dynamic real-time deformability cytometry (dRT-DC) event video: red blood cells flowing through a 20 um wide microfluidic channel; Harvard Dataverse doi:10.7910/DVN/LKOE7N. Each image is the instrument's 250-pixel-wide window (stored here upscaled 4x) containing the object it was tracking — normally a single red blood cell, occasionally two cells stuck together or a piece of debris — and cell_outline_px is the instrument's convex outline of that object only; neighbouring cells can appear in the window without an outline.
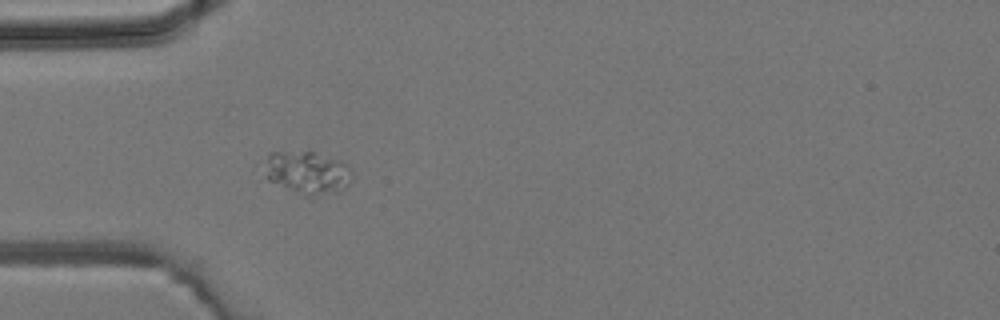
{"species": "common noctule bat (a hibernating species)", "species_latin": "Nyctalus noctula", "temperature_condition": "room temperature", "stored_images_in_passage": 36, "camera_frame_rate_fps": 3000, "um_per_image_px": 0.085, "animal": {"sex": "male", "body_mass_g": 19.2, "forearm_length_mm": 51.8}, "frame": {"image": 1, "passage_image": 4, "time_ms": 1.0, "image_size_px": [1000, 320], "cell_outline_px": [[352, 172], [348, 184], [340, 192], [312, 196], [304, 196], [268, 180], [268, 152], [316, 152], [340, 160]], "centroid_in_image_um": [26.18, 14.68], "position_along_channel_um": 58.8, "area_um2": 21.33}}
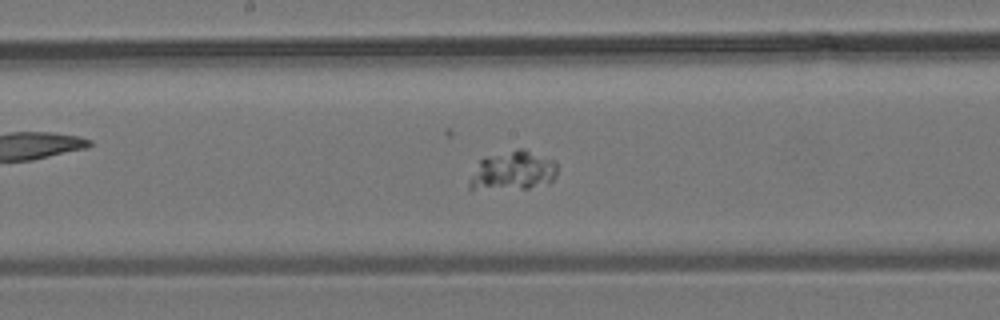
{"frame": {"image": 2, "passage_image": 14, "time_ms": 4.333, "image_size_px": [1000, 320], "cell_outline_px": [[556, 176], [548, 184], [528, 188], [472, 192], [468, 188], [468, 180], [480, 160], [484, 156], [520, 148], [524, 148], [556, 164]], "centroid_in_image_um": [43.48, 14.58], "position_along_channel_um": 204.7, "area_um2": 20.46}}
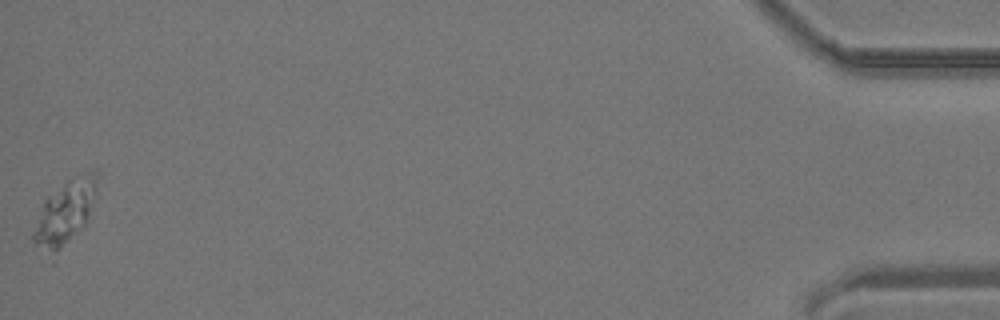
{"frame": {"image": 3, "passage_image": 36, "time_ms": 11.667, "image_size_px": [1000, 320], "cell_outline_px": [[96, 192], [84, 224], [60, 248], [52, 248], [36, 244], [32, 240], [32, 232], [44, 200], [48, 196], [68, 180], [92, 168], [96, 172]], "centroid_in_image_um": [5.54, 17.92], "position_along_channel_um": 429.7, "area_um2": 22.02}}